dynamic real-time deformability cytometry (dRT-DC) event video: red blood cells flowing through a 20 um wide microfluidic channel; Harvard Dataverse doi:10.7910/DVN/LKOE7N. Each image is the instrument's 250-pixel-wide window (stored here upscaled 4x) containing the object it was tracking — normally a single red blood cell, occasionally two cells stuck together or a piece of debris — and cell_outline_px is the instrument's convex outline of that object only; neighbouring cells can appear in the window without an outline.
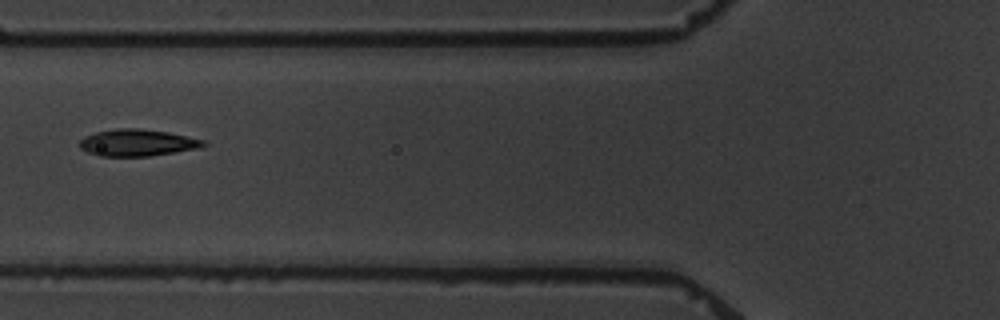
{"species": "common noctule bat (a hibernating species)", "species_latin": "Nyctalus noctula", "temperature_condition": "warm", "stored_images_in_passage": 8, "camera_frame_rate_fps": 3000, "um_per_image_px": 0.085, "animal": {"sex": "male", "body_mass_g": 19.5, "forearm_length_mm": 54.6}, "frame": {"image": 1, "passage_image": 6, "time_ms": 5.667, "image_size_px": [1000, 320], "cell_outline_px": [[208, 144], [200, 148], [148, 156], [100, 156], [88, 152], [80, 148], [80, 140], [84, 136], [96, 132], [116, 128], [136, 128], [168, 132], [208, 140]], "centroid_in_image_um": [11.71, 12.12], "position_along_channel_um": 114.1, "area_um2": 19.42}}
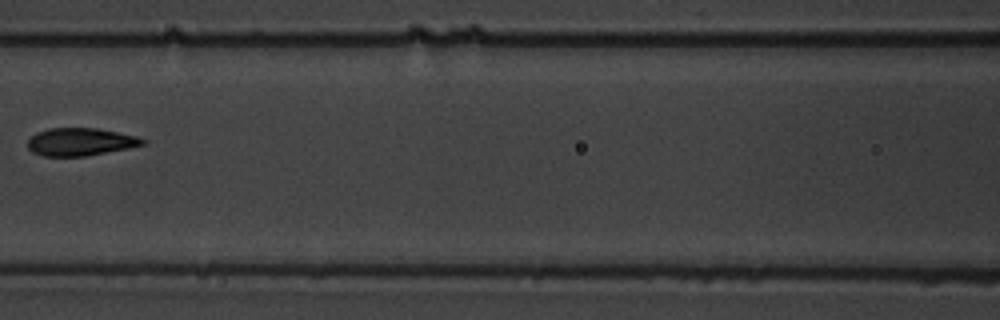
{"frame": {"image": 2, "passage_image": 7, "time_ms": 7.0, "image_size_px": [1000, 320], "cell_outline_px": [[148, 144], [128, 148], [84, 156], [44, 156], [32, 152], [28, 148], [28, 140], [36, 132], [48, 128], [96, 128], [136, 136], [148, 140]], "centroid_in_image_um": [6.84, 12.05], "position_along_channel_um": 159.8, "area_um2": 18.55}}
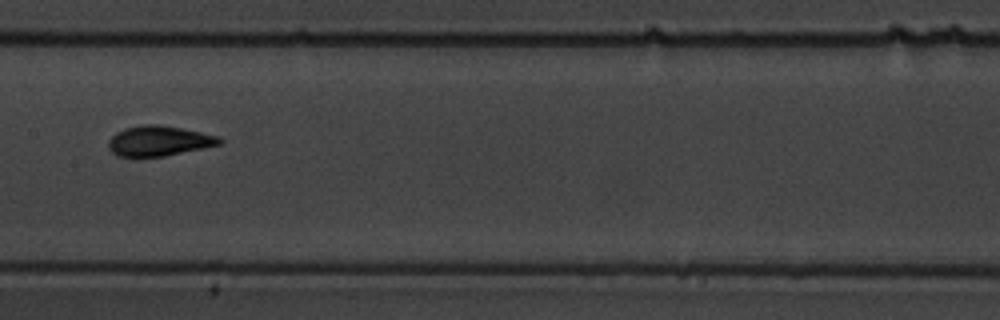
{"frame": {"image": 3, "passage_image": 8, "time_ms": 8.0, "image_size_px": [1000, 320], "cell_outline_px": [[224, 140], [220, 144], [204, 148], [164, 156], [132, 160], [116, 156], [108, 148], [108, 140], [116, 132], [124, 128], [144, 124], [160, 124], [220, 136]], "centroid_in_image_um": [13.44, 12.02], "position_along_channel_um": 194.0, "area_um2": 20.23}}